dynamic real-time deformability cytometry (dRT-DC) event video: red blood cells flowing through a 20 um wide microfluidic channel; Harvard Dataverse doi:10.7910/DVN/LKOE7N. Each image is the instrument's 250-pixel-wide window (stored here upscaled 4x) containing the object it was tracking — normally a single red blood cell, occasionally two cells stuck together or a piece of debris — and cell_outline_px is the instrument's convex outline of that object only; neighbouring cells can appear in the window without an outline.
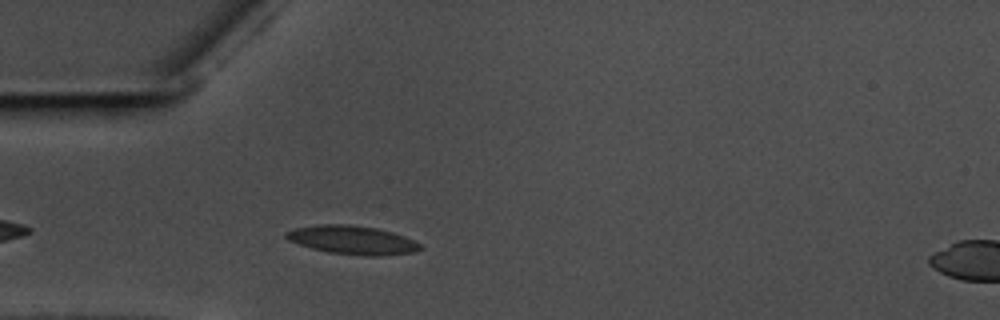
{"species": "common noctule bat (a hibernating species)", "species_latin": "Nyctalus noctula", "temperature_condition": "warm", "stored_images_in_passage": 12, "camera_frame_rate_fps": 3000, "um_per_image_px": 0.085, "animal": {"sex": "male", "body_mass_g": 17.5, "forearm_length_mm": 52.3}, "frame": {"image": 1, "passage_image": 4, "time_ms": 1.0, "image_size_px": [1000, 320], "cell_outline_px": [[424, 248], [416, 252], [380, 256], [368, 256], [328, 252], [312, 248], [288, 240], [284, 236], [284, 232], [296, 228], [320, 224], [348, 224], [376, 228], [392, 232], [404, 236], [420, 244]], "centroid_in_image_um": [29.96, 20.4], "position_along_channel_um": 55.0, "area_um2": 22.31}}
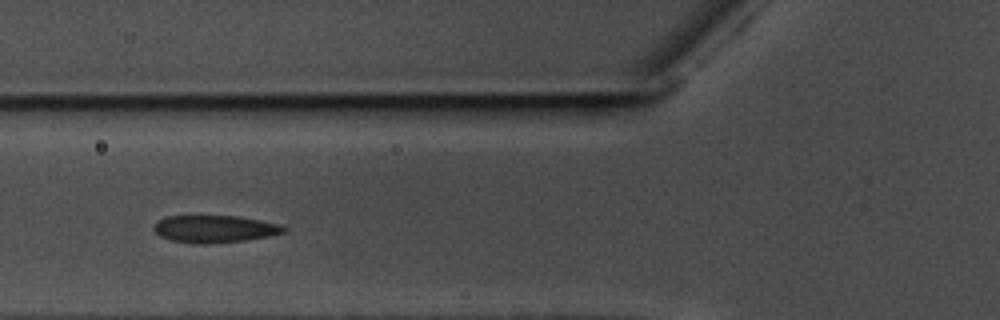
{"frame": {"image": 2, "passage_image": 9, "time_ms": 2.667, "image_size_px": [1000, 320], "cell_outline_px": [[288, 228], [284, 232], [268, 236], [244, 240], [208, 244], [200, 244], [168, 240], [160, 236], [152, 228], [160, 220], [168, 216], [236, 216], [284, 224]], "centroid_in_image_um": [18.28, 19.46], "position_along_channel_um": 107.5, "area_um2": 20.63}}